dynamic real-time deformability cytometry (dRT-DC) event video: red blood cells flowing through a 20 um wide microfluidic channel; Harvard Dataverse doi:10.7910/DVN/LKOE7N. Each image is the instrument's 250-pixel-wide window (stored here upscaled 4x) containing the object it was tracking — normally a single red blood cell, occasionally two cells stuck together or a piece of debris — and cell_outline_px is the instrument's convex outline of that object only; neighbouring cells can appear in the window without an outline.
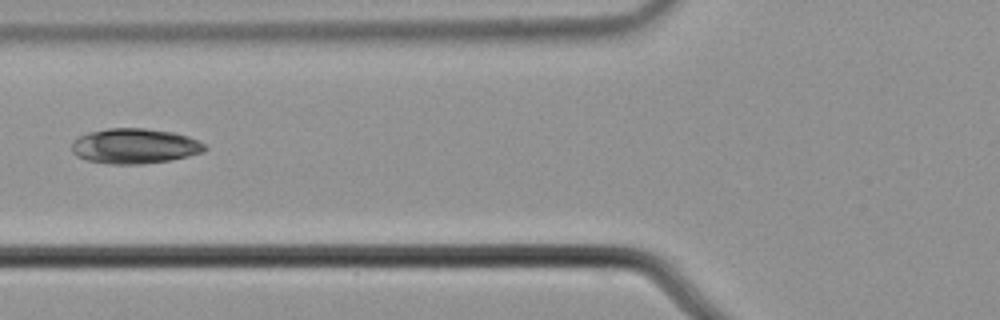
{"species": "common noctule bat (a hibernating species)", "species_latin": "Nyctalus noctula", "temperature_condition": "cold", "stored_images_in_passage": 8, "camera_frame_rate_fps": 3000, "um_per_image_px": 0.085, "animal": {"sex": "male", "body_mass_g": 21.5, "forearm_length_mm": 52.0}, "frame": {"image": 1, "passage_image": 6, "time_ms": 1.667, "image_size_px": [1000, 320], "cell_outline_px": [[208, 148], [204, 152], [172, 160], [144, 164], [108, 164], [88, 160], [76, 156], [72, 152], [72, 144], [80, 136], [88, 132], [108, 128], [144, 128], [172, 132], [188, 136], [204, 144]], "centroid_in_image_um": [11.46, 12.42], "position_along_channel_um": 114.3, "area_um2": 27.28}}
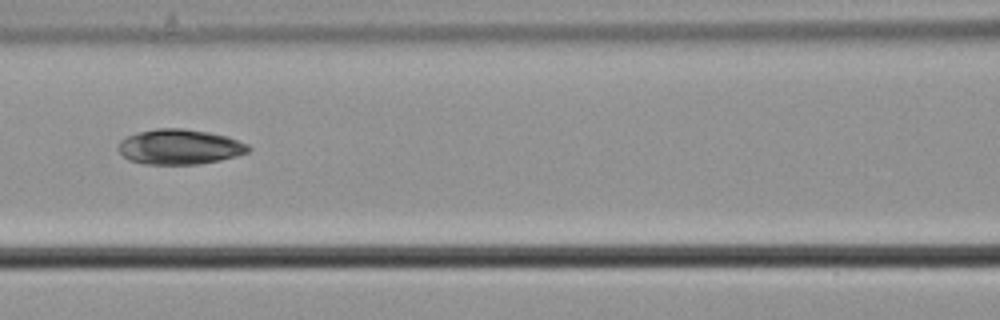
{"frame": {"image": 2, "passage_image": 7, "time_ms": 2.0, "image_size_px": [1000, 320], "cell_outline_px": [[252, 148], [248, 152], [236, 156], [220, 160], [196, 164], [144, 164], [128, 160], [120, 152], [120, 140], [136, 132], [156, 128], [184, 128], [208, 132], [228, 136], [248, 144]], "centroid_in_image_um": [15.29, 12.47], "position_along_channel_um": 151.3, "area_um2": 26.65}}
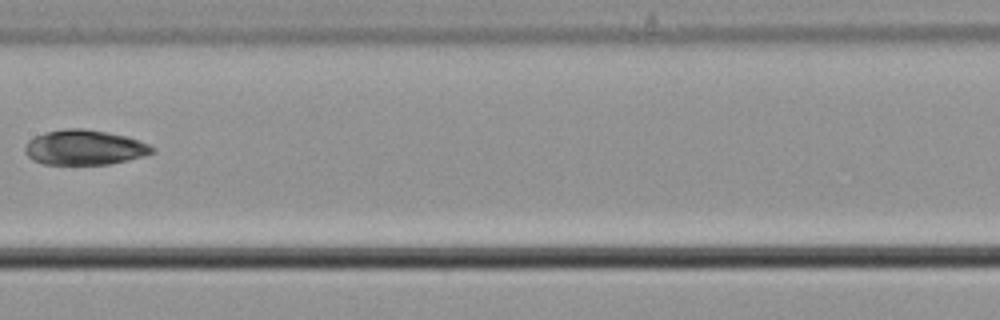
{"frame": {"image": 3, "passage_image": 8, "time_ms": 2.333, "image_size_px": [1000, 320], "cell_outline_px": [[156, 152], [144, 156], [128, 160], [108, 164], [44, 164], [32, 160], [24, 152], [24, 148], [28, 140], [44, 132], [64, 128], [84, 128], [108, 132], [128, 136], [148, 144], [156, 148]], "centroid_in_image_um": [7.19, 12.52], "position_along_channel_um": 200.2, "area_um2": 26.18}}